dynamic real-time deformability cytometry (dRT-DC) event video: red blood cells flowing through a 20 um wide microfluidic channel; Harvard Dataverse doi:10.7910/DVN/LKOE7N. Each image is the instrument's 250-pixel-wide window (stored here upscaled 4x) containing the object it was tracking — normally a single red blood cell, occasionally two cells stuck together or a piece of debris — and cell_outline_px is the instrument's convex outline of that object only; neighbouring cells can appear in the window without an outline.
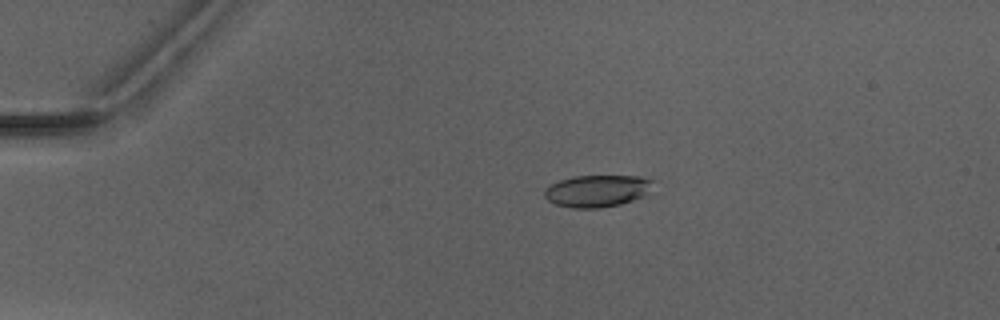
{"species": "Egyptian fruit bat (a non-hibernating species)", "species_latin": "Rousettus aegyptiacus", "temperature_condition": "warm", "stored_images_in_passage": 3, "camera_frame_rate_fps": 3000, "um_per_image_px": 0.085, "animal": {"sex": "male"}, "frame": {"image": 1, "passage_image": 1, "time_ms": 0.0, "image_size_px": [1000, 320], "cell_outline_px": [[656, 180], [648, 196], [620, 204], [600, 208], [572, 208], [556, 204], [548, 200], [544, 196], [544, 188], [560, 180], [572, 176], [640, 176]], "centroid_in_image_um": [50.83, 16.22], "position_along_channel_um": 34.2, "area_um2": 20.63}}
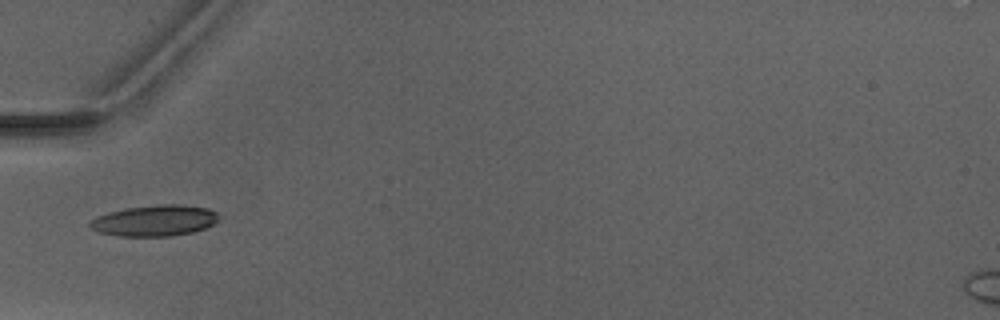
{"frame": {"image": 2, "passage_image": 3, "time_ms": 2.333, "image_size_px": [1000, 320], "cell_outline_px": [[220, 216], [212, 224], [204, 228], [192, 232], [172, 236], [120, 236], [100, 232], [92, 228], [88, 224], [96, 216], [108, 212], [124, 208], [160, 204], [180, 204], [208, 208], [216, 212]], "centroid_in_image_um": [13.14, 18.74], "position_along_channel_um": 71.9, "area_um2": 23.24}}